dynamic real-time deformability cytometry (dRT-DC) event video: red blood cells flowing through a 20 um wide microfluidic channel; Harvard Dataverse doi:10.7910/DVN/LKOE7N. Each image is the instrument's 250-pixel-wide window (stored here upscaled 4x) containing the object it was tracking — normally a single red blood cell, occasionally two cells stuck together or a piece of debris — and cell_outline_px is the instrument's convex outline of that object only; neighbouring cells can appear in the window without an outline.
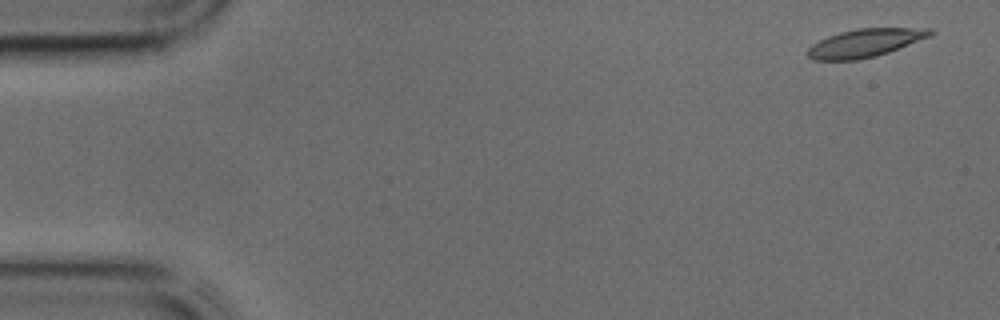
{"species": "common noctule bat (a hibernating species)", "species_latin": "Nyctalus noctula", "temperature_condition": "cold", "stored_images_in_passage": 43, "camera_frame_rate_fps": 3000, "um_per_image_px": 0.085, "animal": {"sex": "male", "body_mass_g": 17.9, "forearm_length_mm": 54.2}, "frame": {"image": 1, "passage_image": 2, "time_ms": 0.333, "image_size_px": [1000, 320], "cell_outline_px": [[936, 32], [932, 36], [888, 52], [876, 56], [860, 60], [812, 60], [808, 56], [808, 48], [812, 44], [828, 36], [840, 32], [856, 28], [932, 28]], "centroid_in_image_um": [73.57, 3.65], "position_along_channel_um": 11.4, "area_um2": 20.23}}
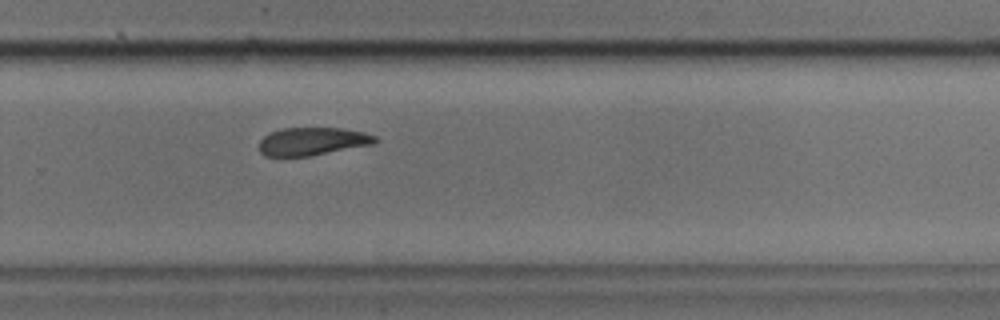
{"frame": {"image": 2, "passage_image": 29, "time_ms": 9.333, "image_size_px": [1000, 320], "cell_outline_px": [[376, 140], [372, 144], [308, 156], [264, 156], [260, 152], [260, 140], [264, 136], [280, 128], [340, 128], [364, 132], [376, 136]], "centroid_in_image_um": [26.52, 12.01], "position_along_channel_um": 303.3, "area_um2": 18.61}}
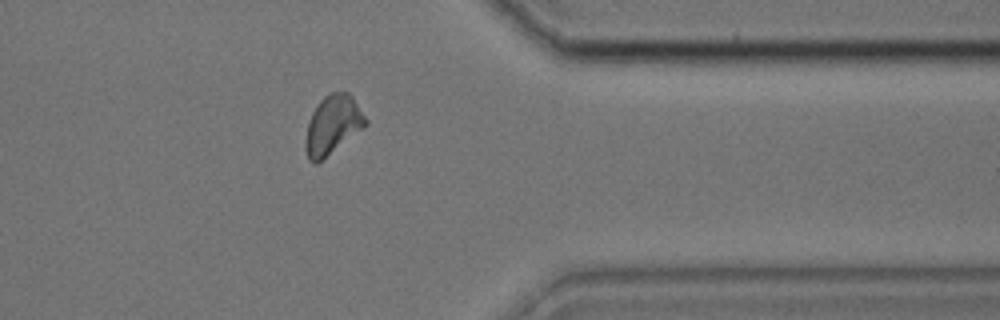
{"frame": {"image": 3, "passage_image": 35, "time_ms": 11.333, "image_size_px": [1000, 320], "cell_outline_px": [[368, 124], [364, 128], [316, 164], [308, 160], [304, 148], [304, 140], [308, 120], [312, 112], [320, 100], [324, 96], [332, 92], [348, 92], [352, 96], [368, 120]], "centroid_in_image_um": [28.26, 10.62], "position_along_channel_um": 383.1, "area_um2": 20.75}}